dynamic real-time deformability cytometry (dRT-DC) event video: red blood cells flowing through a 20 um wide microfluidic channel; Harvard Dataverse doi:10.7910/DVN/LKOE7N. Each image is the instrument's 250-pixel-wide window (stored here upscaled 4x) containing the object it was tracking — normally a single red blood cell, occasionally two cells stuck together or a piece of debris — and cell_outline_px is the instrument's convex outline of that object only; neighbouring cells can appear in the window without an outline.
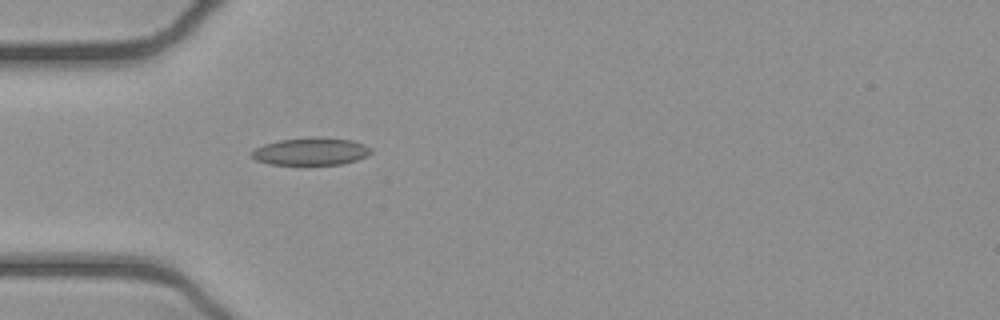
{"species": "common noctule bat (a hibernating species)", "species_latin": "Nyctalus noctula", "temperature_condition": "cold", "stored_images_in_passage": 37, "camera_frame_rate_fps": 3000, "um_per_image_px": 0.085, "animal": {"sex": "female", "body_mass_g": 21.9}, "frame": {"image": 1, "passage_image": 1, "time_ms": 0.0, "image_size_px": [1000, 320], "cell_outline_px": [[372, 152], [368, 156], [356, 160], [340, 164], [268, 164], [256, 160], [252, 156], [252, 152], [256, 148], [264, 144], [280, 140], [312, 136], [324, 136], [352, 140], [364, 144], [372, 148]], "centroid_in_image_um": [26.47, 12.85], "position_along_channel_um": 58.5, "area_um2": 19.25}}
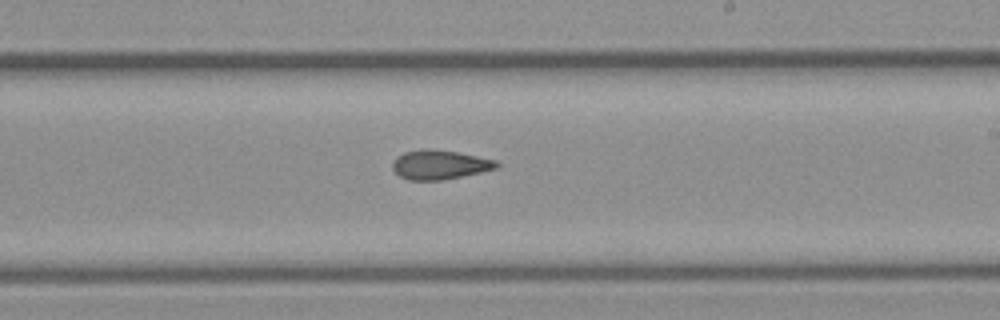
{"frame": {"image": 2, "passage_image": 16, "time_ms": 5.0, "image_size_px": [1000, 320], "cell_outline_px": [[500, 164], [496, 168], [480, 172], [444, 180], [408, 180], [400, 176], [392, 168], [392, 164], [396, 156], [404, 152], [420, 148], [428, 148], [456, 152], [496, 160]], "centroid_in_image_um": [37.33, 13.99], "position_along_channel_um": 251.7, "area_um2": 17.74}}
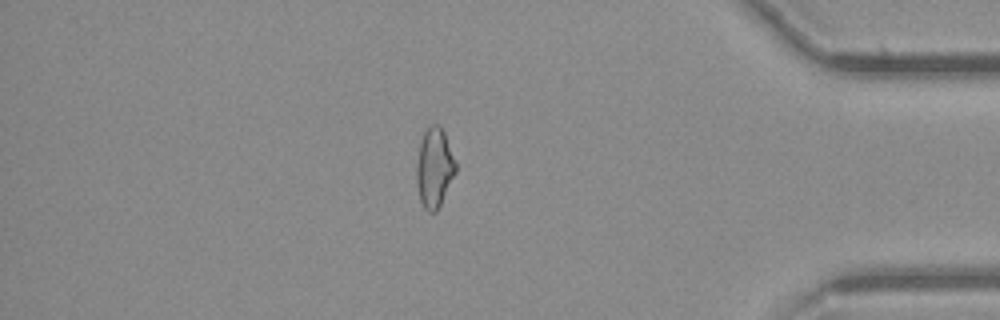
{"frame": {"image": 3, "passage_image": 30, "time_ms": 9.667, "image_size_px": [1000, 320], "cell_outline_px": [[456, 172], [436, 212], [428, 212], [424, 208], [420, 200], [416, 180], [416, 164], [420, 140], [428, 124], [440, 124], [444, 132], [456, 164]], "centroid_in_image_um": [36.9, 14.23], "position_along_channel_um": 398.3, "area_um2": 18.15}, "authors_computed_cell_mechanics": {"area_um2": 17.9758, "velocity_mm_per_s": 3.904, "shape_relaxation_time_tau1_ms": null, "shape_relaxation_time_tau2_ms": 6.8766, "deformation_change_tau1": null, "deformation_change_tau2": 0.1289}}